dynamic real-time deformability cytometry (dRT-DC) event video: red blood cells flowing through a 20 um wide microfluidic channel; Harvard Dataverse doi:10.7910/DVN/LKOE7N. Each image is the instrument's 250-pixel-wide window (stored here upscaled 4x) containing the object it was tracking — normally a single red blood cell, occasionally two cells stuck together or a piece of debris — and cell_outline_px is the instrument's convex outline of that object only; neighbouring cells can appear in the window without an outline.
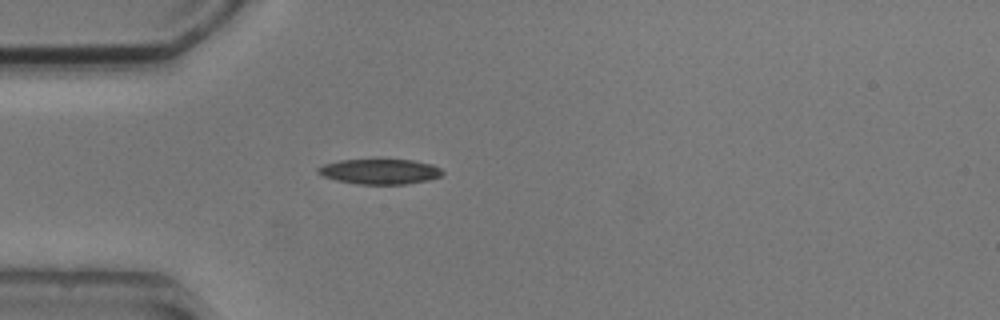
{"species": "common noctule bat (a hibernating species)", "species_latin": "Nyctalus noctula", "temperature_condition": "cold", "stored_images_in_passage": 3, "camera_frame_rate_fps": 3000, "um_per_image_px": 0.085, "animal": {"sex": "male", "body_mass_g": 20.5, "forearm_length_mm": 52.5}, "frame": {"image": 1, "passage_image": 3, "time_ms": 2.667, "image_size_px": [1000, 320], "cell_outline_px": [[444, 172], [440, 176], [428, 180], [404, 184], [356, 184], [336, 180], [324, 176], [316, 172], [316, 168], [324, 164], [340, 160], [412, 160], [432, 164], [440, 168]], "centroid_in_image_um": [32.27, 14.58], "position_along_channel_um": 52.7, "area_um2": 18.15}}